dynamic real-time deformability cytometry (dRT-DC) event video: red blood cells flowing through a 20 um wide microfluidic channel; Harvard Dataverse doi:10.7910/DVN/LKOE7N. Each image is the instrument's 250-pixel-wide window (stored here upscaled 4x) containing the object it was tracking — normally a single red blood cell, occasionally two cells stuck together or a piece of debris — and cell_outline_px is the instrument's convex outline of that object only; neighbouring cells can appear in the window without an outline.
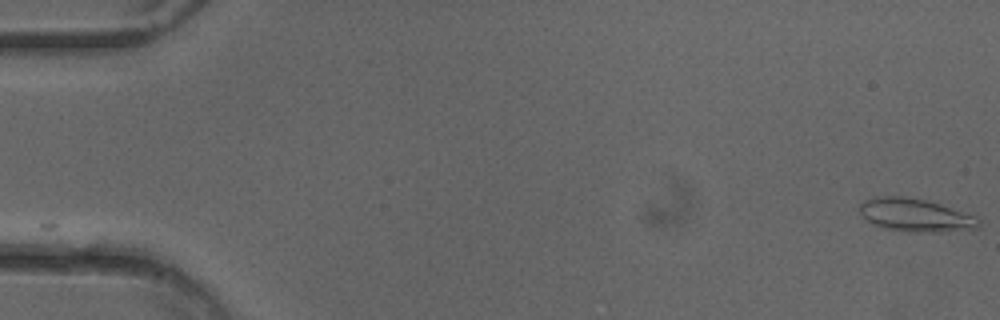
{"species": "common noctule bat (a hibernating species)", "species_latin": "Nyctalus noctula", "temperature_condition": "cold", "stored_images_in_passage": 13, "camera_frame_rate_fps": 3000, "um_per_image_px": 0.085, "animal": {"sex": "female"}, "frame": {"image": 1, "passage_image": 1, "time_ms": 0.0, "image_size_px": [1000, 320], "cell_outline_px": [[980, 228], [936, 232], [908, 232], [880, 228], [872, 224], [860, 212], [860, 204], [864, 200], [876, 196], [900, 196], [924, 200], [976, 216], [980, 220]], "centroid_in_image_um": [77.78, 18.3], "position_along_channel_um": 7.2, "area_um2": 22.77}}